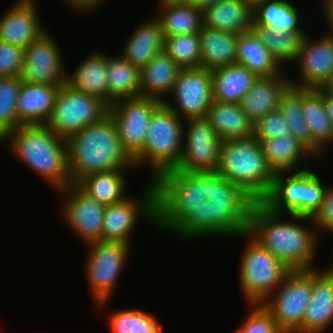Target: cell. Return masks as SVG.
Instances as JSON below:
<instances>
[{
  "instance_id": "cell-16",
  "label": "cell",
  "mask_w": 333,
  "mask_h": 333,
  "mask_svg": "<svg viewBox=\"0 0 333 333\" xmlns=\"http://www.w3.org/2000/svg\"><path fill=\"white\" fill-rule=\"evenodd\" d=\"M60 215L65 225L84 244L102 241L103 216L106 206L85 194L76 184L58 190ZM63 195V196H62Z\"/></svg>"
},
{
  "instance_id": "cell-41",
  "label": "cell",
  "mask_w": 333,
  "mask_h": 333,
  "mask_svg": "<svg viewBox=\"0 0 333 333\" xmlns=\"http://www.w3.org/2000/svg\"><path fill=\"white\" fill-rule=\"evenodd\" d=\"M163 50L182 68H200L199 33L164 37Z\"/></svg>"
},
{
  "instance_id": "cell-27",
  "label": "cell",
  "mask_w": 333,
  "mask_h": 333,
  "mask_svg": "<svg viewBox=\"0 0 333 333\" xmlns=\"http://www.w3.org/2000/svg\"><path fill=\"white\" fill-rule=\"evenodd\" d=\"M107 54L94 50L75 66L73 72L67 71L66 83L76 90L98 97L108 104Z\"/></svg>"
},
{
  "instance_id": "cell-50",
  "label": "cell",
  "mask_w": 333,
  "mask_h": 333,
  "mask_svg": "<svg viewBox=\"0 0 333 333\" xmlns=\"http://www.w3.org/2000/svg\"><path fill=\"white\" fill-rule=\"evenodd\" d=\"M218 1L220 0H188L187 2L204 11L207 7L214 5Z\"/></svg>"
},
{
  "instance_id": "cell-13",
  "label": "cell",
  "mask_w": 333,
  "mask_h": 333,
  "mask_svg": "<svg viewBox=\"0 0 333 333\" xmlns=\"http://www.w3.org/2000/svg\"><path fill=\"white\" fill-rule=\"evenodd\" d=\"M141 188L139 198L129 194L122 202L106 205L103 216L102 241L123 242L132 245L133 230L138 221L148 220L156 228V189L148 180ZM140 219V220H139Z\"/></svg>"
},
{
  "instance_id": "cell-10",
  "label": "cell",
  "mask_w": 333,
  "mask_h": 333,
  "mask_svg": "<svg viewBox=\"0 0 333 333\" xmlns=\"http://www.w3.org/2000/svg\"><path fill=\"white\" fill-rule=\"evenodd\" d=\"M88 255L84 276L95 307L104 310L111 303L131 246L123 242L96 241L85 244ZM110 301V302H109ZM102 308V309H101Z\"/></svg>"
},
{
  "instance_id": "cell-42",
  "label": "cell",
  "mask_w": 333,
  "mask_h": 333,
  "mask_svg": "<svg viewBox=\"0 0 333 333\" xmlns=\"http://www.w3.org/2000/svg\"><path fill=\"white\" fill-rule=\"evenodd\" d=\"M21 84L20 76L0 77V140L22 125L16 112Z\"/></svg>"
},
{
  "instance_id": "cell-20",
  "label": "cell",
  "mask_w": 333,
  "mask_h": 333,
  "mask_svg": "<svg viewBox=\"0 0 333 333\" xmlns=\"http://www.w3.org/2000/svg\"><path fill=\"white\" fill-rule=\"evenodd\" d=\"M37 2L15 1L6 10L0 17V40L25 49L48 30L41 21Z\"/></svg>"
},
{
  "instance_id": "cell-19",
  "label": "cell",
  "mask_w": 333,
  "mask_h": 333,
  "mask_svg": "<svg viewBox=\"0 0 333 333\" xmlns=\"http://www.w3.org/2000/svg\"><path fill=\"white\" fill-rule=\"evenodd\" d=\"M319 38L304 36L301 50L294 62L299 79L291 77V85L321 89L333 77V35L322 32Z\"/></svg>"
},
{
  "instance_id": "cell-43",
  "label": "cell",
  "mask_w": 333,
  "mask_h": 333,
  "mask_svg": "<svg viewBox=\"0 0 333 333\" xmlns=\"http://www.w3.org/2000/svg\"><path fill=\"white\" fill-rule=\"evenodd\" d=\"M248 306L250 308L246 318L234 333H284L262 304H248Z\"/></svg>"
},
{
  "instance_id": "cell-52",
  "label": "cell",
  "mask_w": 333,
  "mask_h": 333,
  "mask_svg": "<svg viewBox=\"0 0 333 333\" xmlns=\"http://www.w3.org/2000/svg\"><path fill=\"white\" fill-rule=\"evenodd\" d=\"M333 235V232L331 233V236ZM327 267V270L333 271V262H331V264L329 266H325Z\"/></svg>"
},
{
  "instance_id": "cell-26",
  "label": "cell",
  "mask_w": 333,
  "mask_h": 333,
  "mask_svg": "<svg viewBox=\"0 0 333 333\" xmlns=\"http://www.w3.org/2000/svg\"><path fill=\"white\" fill-rule=\"evenodd\" d=\"M253 5L246 0H220L203 11L204 26L239 35L251 30Z\"/></svg>"
},
{
  "instance_id": "cell-22",
  "label": "cell",
  "mask_w": 333,
  "mask_h": 333,
  "mask_svg": "<svg viewBox=\"0 0 333 333\" xmlns=\"http://www.w3.org/2000/svg\"><path fill=\"white\" fill-rule=\"evenodd\" d=\"M149 18L136 25L118 53L140 70L164 48V35L160 23L154 15Z\"/></svg>"
},
{
  "instance_id": "cell-48",
  "label": "cell",
  "mask_w": 333,
  "mask_h": 333,
  "mask_svg": "<svg viewBox=\"0 0 333 333\" xmlns=\"http://www.w3.org/2000/svg\"><path fill=\"white\" fill-rule=\"evenodd\" d=\"M321 3L319 4V11H321V14L324 19V22L326 24V30L324 31L328 34L333 35V0H320ZM321 8V10H320ZM328 28V29H327Z\"/></svg>"
},
{
  "instance_id": "cell-40",
  "label": "cell",
  "mask_w": 333,
  "mask_h": 333,
  "mask_svg": "<svg viewBox=\"0 0 333 333\" xmlns=\"http://www.w3.org/2000/svg\"><path fill=\"white\" fill-rule=\"evenodd\" d=\"M138 308L110 311L107 322L112 333H164L157 317Z\"/></svg>"
},
{
  "instance_id": "cell-49",
  "label": "cell",
  "mask_w": 333,
  "mask_h": 333,
  "mask_svg": "<svg viewBox=\"0 0 333 333\" xmlns=\"http://www.w3.org/2000/svg\"><path fill=\"white\" fill-rule=\"evenodd\" d=\"M324 106L325 113L330 120L331 126L333 128V97L324 92Z\"/></svg>"
},
{
  "instance_id": "cell-37",
  "label": "cell",
  "mask_w": 333,
  "mask_h": 333,
  "mask_svg": "<svg viewBox=\"0 0 333 333\" xmlns=\"http://www.w3.org/2000/svg\"><path fill=\"white\" fill-rule=\"evenodd\" d=\"M291 134L313 155L320 159L325 152L312 140L309 127L303 117V87L290 85L282 94L278 106Z\"/></svg>"
},
{
  "instance_id": "cell-24",
  "label": "cell",
  "mask_w": 333,
  "mask_h": 333,
  "mask_svg": "<svg viewBox=\"0 0 333 333\" xmlns=\"http://www.w3.org/2000/svg\"><path fill=\"white\" fill-rule=\"evenodd\" d=\"M60 85L22 82L16 103L22 125L46 124L54 109Z\"/></svg>"
},
{
  "instance_id": "cell-4",
  "label": "cell",
  "mask_w": 333,
  "mask_h": 333,
  "mask_svg": "<svg viewBox=\"0 0 333 333\" xmlns=\"http://www.w3.org/2000/svg\"><path fill=\"white\" fill-rule=\"evenodd\" d=\"M71 184L84 176L116 169H135L121 146L115 121L110 114L84 127L66 140Z\"/></svg>"
},
{
  "instance_id": "cell-3",
  "label": "cell",
  "mask_w": 333,
  "mask_h": 333,
  "mask_svg": "<svg viewBox=\"0 0 333 333\" xmlns=\"http://www.w3.org/2000/svg\"><path fill=\"white\" fill-rule=\"evenodd\" d=\"M6 142V143H5ZM8 152L42 178L53 190L71 184L67 143L45 124L21 125L1 140Z\"/></svg>"
},
{
  "instance_id": "cell-11",
  "label": "cell",
  "mask_w": 333,
  "mask_h": 333,
  "mask_svg": "<svg viewBox=\"0 0 333 333\" xmlns=\"http://www.w3.org/2000/svg\"><path fill=\"white\" fill-rule=\"evenodd\" d=\"M102 99L76 90L64 82L60 85L54 109L46 126L67 140L84 127L101 121L109 114Z\"/></svg>"
},
{
  "instance_id": "cell-8",
  "label": "cell",
  "mask_w": 333,
  "mask_h": 333,
  "mask_svg": "<svg viewBox=\"0 0 333 333\" xmlns=\"http://www.w3.org/2000/svg\"><path fill=\"white\" fill-rule=\"evenodd\" d=\"M312 168L276 172L271 190L261 201L271 212L313 217L320 209L327 184Z\"/></svg>"
},
{
  "instance_id": "cell-35",
  "label": "cell",
  "mask_w": 333,
  "mask_h": 333,
  "mask_svg": "<svg viewBox=\"0 0 333 333\" xmlns=\"http://www.w3.org/2000/svg\"><path fill=\"white\" fill-rule=\"evenodd\" d=\"M239 35L221 32L203 26L199 32L201 67L212 70L236 64V47Z\"/></svg>"
},
{
  "instance_id": "cell-29",
  "label": "cell",
  "mask_w": 333,
  "mask_h": 333,
  "mask_svg": "<svg viewBox=\"0 0 333 333\" xmlns=\"http://www.w3.org/2000/svg\"><path fill=\"white\" fill-rule=\"evenodd\" d=\"M136 169H116L84 176L76 185L89 197L103 205L122 202L129 195L127 174ZM128 191V192H127Z\"/></svg>"
},
{
  "instance_id": "cell-17",
  "label": "cell",
  "mask_w": 333,
  "mask_h": 333,
  "mask_svg": "<svg viewBox=\"0 0 333 333\" xmlns=\"http://www.w3.org/2000/svg\"><path fill=\"white\" fill-rule=\"evenodd\" d=\"M213 101L211 71L200 67L181 70L172 93L164 104L185 120L206 117Z\"/></svg>"
},
{
  "instance_id": "cell-33",
  "label": "cell",
  "mask_w": 333,
  "mask_h": 333,
  "mask_svg": "<svg viewBox=\"0 0 333 333\" xmlns=\"http://www.w3.org/2000/svg\"><path fill=\"white\" fill-rule=\"evenodd\" d=\"M301 14L298 5L290 0H260L253 4L252 26L306 32L305 28H302L304 26Z\"/></svg>"
},
{
  "instance_id": "cell-45",
  "label": "cell",
  "mask_w": 333,
  "mask_h": 333,
  "mask_svg": "<svg viewBox=\"0 0 333 333\" xmlns=\"http://www.w3.org/2000/svg\"><path fill=\"white\" fill-rule=\"evenodd\" d=\"M24 49L0 40V77L20 76Z\"/></svg>"
},
{
  "instance_id": "cell-30",
  "label": "cell",
  "mask_w": 333,
  "mask_h": 333,
  "mask_svg": "<svg viewBox=\"0 0 333 333\" xmlns=\"http://www.w3.org/2000/svg\"><path fill=\"white\" fill-rule=\"evenodd\" d=\"M157 14L164 37L199 33L203 26V11L188 2L158 1Z\"/></svg>"
},
{
  "instance_id": "cell-7",
  "label": "cell",
  "mask_w": 333,
  "mask_h": 333,
  "mask_svg": "<svg viewBox=\"0 0 333 333\" xmlns=\"http://www.w3.org/2000/svg\"><path fill=\"white\" fill-rule=\"evenodd\" d=\"M184 119L162 103L152 114L143 150L133 159L135 169L149 168V180L174 169L183 149Z\"/></svg>"
},
{
  "instance_id": "cell-54",
  "label": "cell",
  "mask_w": 333,
  "mask_h": 333,
  "mask_svg": "<svg viewBox=\"0 0 333 333\" xmlns=\"http://www.w3.org/2000/svg\"><path fill=\"white\" fill-rule=\"evenodd\" d=\"M246 1L250 2L253 5L254 3H256V2H258L260 0H246Z\"/></svg>"
},
{
  "instance_id": "cell-6",
  "label": "cell",
  "mask_w": 333,
  "mask_h": 333,
  "mask_svg": "<svg viewBox=\"0 0 333 333\" xmlns=\"http://www.w3.org/2000/svg\"><path fill=\"white\" fill-rule=\"evenodd\" d=\"M216 172L241 186L257 202L268 195L275 177L254 136L222 141Z\"/></svg>"
},
{
  "instance_id": "cell-2",
  "label": "cell",
  "mask_w": 333,
  "mask_h": 333,
  "mask_svg": "<svg viewBox=\"0 0 333 333\" xmlns=\"http://www.w3.org/2000/svg\"><path fill=\"white\" fill-rule=\"evenodd\" d=\"M285 216L257 202L251 211L247 233L290 270L317 268L314 263L322 238L312 218L288 215L290 219L286 221Z\"/></svg>"
},
{
  "instance_id": "cell-14",
  "label": "cell",
  "mask_w": 333,
  "mask_h": 333,
  "mask_svg": "<svg viewBox=\"0 0 333 333\" xmlns=\"http://www.w3.org/2000/svg\"><path fill=\"white\" fill-rule=\"evenodd\" d=\"M221 144L220 137L206 117L185 119L182 155L175 169L198 173L216 172Z\"/></svg>"
},
{
  "instance_id": "cell-53",
  "label": "cell",
  "mask_w": 333,
  "mask_h": 333,
  "mask_svg": "<svg viewBox=\"0 0 333 333\" xmlns=\"http://www.w3.org/2000/svg\"><path fill=\"white\" fill-rule=\"evenodd\" d=\"M159 1H170V2H187L188 0H159Z\"/></svg>"
},
{
  "instance_id": "cell-38",
  "label": "cell",
  "mask_w": 333,
  "mask_h": 333,
  "mask_svg": "<svg viewBox=\"0 0 333 333\" xmlns=\"http://www.w3.org/2000/svg\"><path fill=\"white\" fill-rule=\"evenodd\" d=\"M303 117L312 140L326 152L333 145V128L325 113L322 89L303 88Z\"/></svg>"
},
{
  "instance_id": "cell-44",
  "label": "cell",
  "mask_w": 333,
  "mask_h": 333,
  "mask_svg": "<svg viewBox=\"0 0 333 333\" xmlns=\"http://www.w3.org/2000/svg\"><path fill=\"white\" fill-rule=\"evenodd\" d=\"M291 134L290 127L281 111L275 109L254 123V137L257 140Z\"/></svg>"
},
{
  "instance_id": "cell-46",
  "label": "cell",
  "mask_w": 333,
  "mask_h": 333,
  "mask_svg": "<svg viewBox=\"0 0 333 333\" xmlns=\"http://www.w3.org/2000/svg\"><path fill=\"white\" fill-rule=\"evenodd\" d=\"M319 237L333 232V185L327 186L320 209L312 217ZM321 233V234H320Z\"/></svg>"
},
{
  "instance_id": "cell-23",
  "label": "cell",
  "mask_w": 333,
  "mask_h": 333,
  "mask_svg": "<svg viewBox=\"0 0 333 333\" xmlns=\"http://www.w3.org/2000/svg\"><path fill=\"white\" fill-rule=\"evenodd\" d=\"M281 73L259 77L240 102L243 112L253 122L278 109L282 94L291 85V77Z\"/></svg>"
},
{
  "instance_id": "cell-1",
  "label": "cell",
  "mask_w": 333,
  "mask_h": 333,
  "mask_svg": "<svg viewBox=\"0 0 333 333\" xmlns=\"http://www.w3.org/2000/svg\"><path fill=\"white\" fill-rule=\"evenodd\" d=\"M156 231L183 240L205 236L206 172L171 169L155 180Z\"/></svg>"
},
{
  "instance_id": "cell-28",
  "label": "cell",
  "mask_w": 333,
  "mask_h": 333,
  "mask_svg": "<svg viewBox=\"0 0 333 333\" xmlns=\"http://www.w3.org/2000/svg\"><path fill=\"white\" fill-rule=\"evenodd\" d=\"M258 141L269 166L275 173L307 169L306 164L302 168L300 164L307 163L308 157L314 159V155L292 134Z\"/></svg>"
},
{
  "instance_id": "cell-25",
  "label": "cell",
  "mask_w": 333,
  "mask_h": 333,
  "mask_svg": "<svg viewBox=\"0 0 333 333\" xmlns=\"http://www.w3.org/2000/svg\"><path fill=\"white\" fill-rule=\"evenodd\" d=\"M182 68L163 50L140 70V97L164 103L172 93Z\"/></svg>"
},
{
  "instance_id": "cell-34",
  "label": "cell",
  "mask_w": 333,
  "mask_h": 333,
  "mask_svg": "<svg viewBox=\"0 0 333 333\" xmlns=\"http://www.w3.org/2000/svg\"><path fill=\"white\" fill-rule=\"evenodd\" d=\"M236 64L246 67L258 77L276 76L283 71L252 29L239 34Z\"/></svg>"
},
{
  "instance_id": "cell-51",
  "label": "cell",
  "mask_w": 333,
  "mask_h": 333,
  "mask_svg": "<svg viewBox=\"0 0 333 333\" xmlns=\"http://www.w3.org/2000/svg\"><path fill=\"white\" fill-rule=\"evenodd\" d=\"M321 89L333 97V77Z\"/></svg>"
},
{
  "instance_id": "cell-12",
  "label": "cell",
  "mask_w": 333,
  "mask_h": 333,
  "mask_svg": "<svg viewBox=\"0 0 333 333\" xmlns=\"http://www.w3.org/2000/svg\"><path fill=\"white\" fill-rule=\"evenodd\" d=\"M312 295V269L290 270L262 305L284 333H295L303 324Z\"/></svg>"
},
{
  "instance_id": "cell-39",
  "label": "cell",
  "mask_w": 333,
  "mask_h": 333,
  "mask_svg": "<svg viewBox=\"0 0 333 333\" xmlns=\"http://www.w3.org/2000/svg\"><path fill=\"white\" fill-rule=\"evenodd\" d=\"M251 29L270 51L272 57L283 68L297 60L304 36L308 32H290L265 26H252ZM289 62V63H288ZM291 63V64H290Z\"/></svg>"
},
{
  "instance_id": "cell-5",
  "label": "cell",
  "mask_w": 333,
  "mask_h": 333,
  "mask_svg": "<svg viewBox=\"0 0 333 333\" xmlns=\"http://www.w3.org/2000/svg\"><path fill=\"white\" fill-rule=\"evenodd\" d=\"M257 201L218 172H206L205 237L236 238L246 233Z\"/></svg>"
},
{
  "instance_id": "cell-15",
  "label": "cell",
  "mask_w": 333,
  "mask_h": 333,
  "mask_svg": "<svg viewBox=\"0 0 333 333\" xmlns=\"http://www.w3.org/2000/svg\"><path fill=\"white\" fill-rule=\"evenodd\" d=\"M161 104L153 98L136 97L117 100L109 107L121 146L132 160L145 147L149 120Z\"/></svg>"
},
{
  "instance_id": "cell-36",
  "label": "cell",
  "mask_w": 333,
  "mask_h": 333,
  "mask_svg": "<svg viewBox=\"0 0 333 333\" xmlns=\"http://www.w3.org/2000/svg\"><path fill=\"white\" fill-rule=\"evenodd\" d=\"M108 105L120 99L140 97V69L124 60L118 52L107 54Z\"/></svg>"
},
{
  "instance_id": "cell-47",
  "label": "cell",
  "mask_w": 333,
  "mask_h": 333,
  "mask_svg": "<svg viewBox=\"0 0 333 333\" xmlns=\"http://www.w3.org/2000/svg\"><path fill=\"white\" fill-rule=\"evenodd\" d=\"M60 1V0H59ZM63 4L65 3L72 11H75V14H91L96 9H101L104 2L108 0H61ZM100 7V8H99ZM92 11V12H91Z\"/></svg>"
},
{
  "instance_id": "cell-9",
  "label": "cell",
  "mask_w": 333,
  "mask_h": 333,
  "mask_svg": "<svg viewBox=\"0 0 333 333\" xmlns=\"http://www.w3.org/2000/svg\"><path fill=\"white\" fill-rule=\"evenodd\" d=\"M236 238H244L243 241L246 242L238 263L241 293L247 305L262 304L284 280L290 269L247 232Z\"/></svg>"
},
{
  "instance_id": "cell-32",
  "label": "cell",
  "mask_w": 333,
  "mask_h": 333,
  "mask_svg": "<svg viewBox=\"0 0 333 333\" xmlns=\"http://www.w3.org/2000/svg\"><path fill=\"white\" fill-rule=\"evenodd\" d=\"M206 118L221 141L244 139L254 135V123L243 112L240 104L214 100Z\"/></svg>"
},
{
  "instance_id": "cell-31",
  "label": "cell",
  "mask_w": 333,
  "mask_h": 333,
  "mask_svg": "<svg viewBox=\"0 0 333 333\" xmlns=\"http://www.w3.org/2000/svg\"><path fill=\"white\" fill-rule=\"evenodd\" d=\"M211 71L215 101L240 104L242 98L259 78L244 66L231 64Z\"/></svg>"
},
{
  "instance_id": "cell-18",
  "label": "cell",
  "mask_w": 333,
  "mask_h": 333,
  "mask_svg": "<svg viewBox=\"0 0 333 333\" xmlns=\"http://www.w3.org/2000/svg\"><path fill=\"white\" fill-rule=\"evenodd\" d=\"M52 35L47 30L24 49L22 82L48 85L66 82L67 66L63 50Z\"/></svg>"
},
{
  "instance_id": "cell-21",
  "label": "cell",
  "mask_w": 333,
  "mask_h": 333,
  "mask_svg": "<svg viewBox=\"0 0 333 333\" xmlns=\"http://www.w3.org/2000/svg\"><path fill=\"white\" fill-rule=\"evenodd\" d=\"M333 326V271L312 269V295L295 333H327Z\"/></svg>"
}]
</instances>
